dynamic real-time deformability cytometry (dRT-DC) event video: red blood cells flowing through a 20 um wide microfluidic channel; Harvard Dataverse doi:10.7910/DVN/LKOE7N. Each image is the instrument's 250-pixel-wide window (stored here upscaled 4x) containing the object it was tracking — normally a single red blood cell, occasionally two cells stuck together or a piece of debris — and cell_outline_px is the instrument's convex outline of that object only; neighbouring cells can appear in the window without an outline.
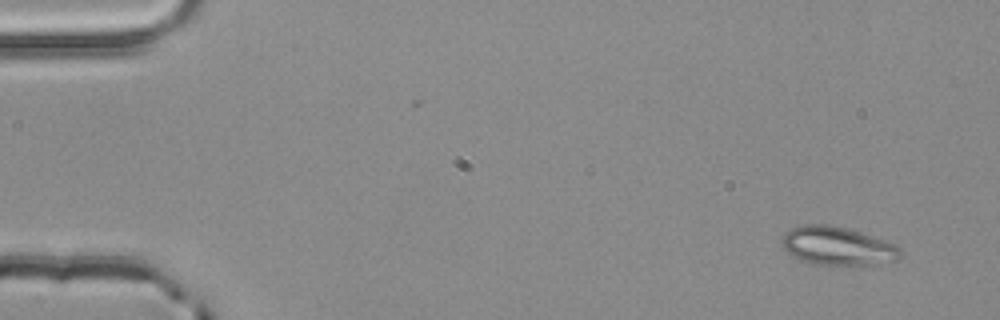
{"species": "common noctule bat (a hibernating species)", "species_latin": "Nyctalus noctula", "temperature_condition": "room temperature", "stored_images_in_passage": 4, "camera_frame_rate_fps": 3000, "um_per_image_px": 0.085, "animal": {"sex": "male", "body_mass_g": 20.4}, "frame": {"image": 1, "passage_image": 1, "time_ms": 0.0, "image_size_px": [1000, 320], "cell_outline_px": [[904, 252], [900, 256], [892, 260], [868, 264], [812, 264], [800, 260], [792, 256], [784, 248], [780, 240], [792, 228], [804, 224], [828, 224], [848, 228], [884, 240], [900, 248]], "centroid_in_image_um": [71.14, 20.89], "position_along_channel_um": 13.9, "area_um2": 26.07}}
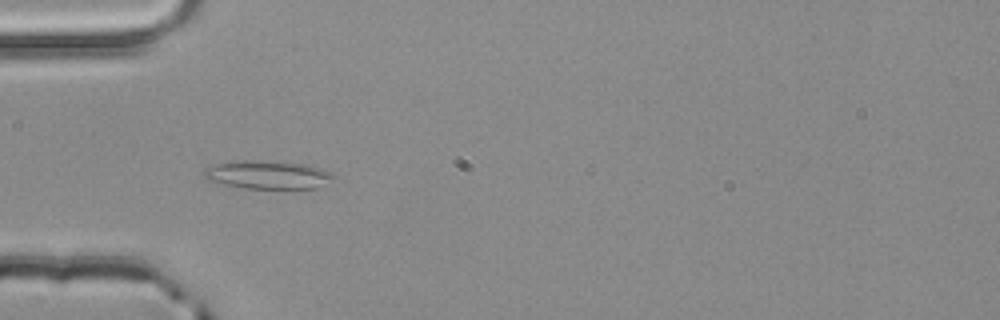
{"frame": {"image": 2, "passage_image": 4, "time_ms": 1.0, "image_size_px": [1000, 320], "cell_outline_px": [[340, 176], [320, 188], [244, 188], [224, 184], [208, 180], [204, 176], [204, 172], [208, 168], [216, 164], [240, 160], [256, 160], [312, 164]], "centroid_in_image_um": [22.89, 14.85], "position_along_channel_um": 62.1, "area_um2": 21.56}}